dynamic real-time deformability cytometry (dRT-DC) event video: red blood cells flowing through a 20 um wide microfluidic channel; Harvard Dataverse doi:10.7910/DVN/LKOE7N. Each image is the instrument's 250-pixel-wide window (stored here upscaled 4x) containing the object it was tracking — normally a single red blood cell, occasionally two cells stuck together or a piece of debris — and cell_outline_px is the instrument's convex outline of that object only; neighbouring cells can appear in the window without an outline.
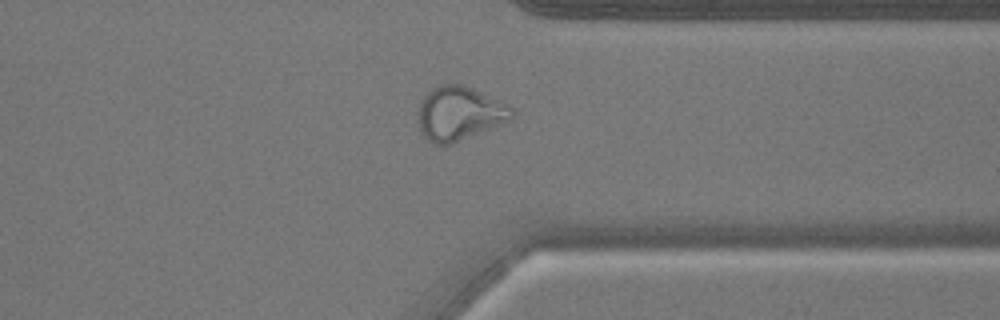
{"species": "common noctule bat (a hibernating species)", "species_latin": "Nyctalus noctula", "temperature_condition": "warm", "stored_images_in_passage": 28, "camera_frame_rate_fps": 3000, "um_per_image_px": 0.085, "animal": {"sex": "male", "body_mass_g": 17.9}, "frame": {"image": 1, "passage_image": 24, "time_ms": 7.667, "image_size_px": [1000, 320], "cell_outline_px": [[516, 112], [512, 120], [452, 144], [432, 144], [420, 132], [420, 100], [432, 88], [440, 84], [464, 84], [508, 104]], "centroid_in_image_um": [39.09, 9.64], "position_along_channel_um": 372.3, "area_um2": 29.54}}